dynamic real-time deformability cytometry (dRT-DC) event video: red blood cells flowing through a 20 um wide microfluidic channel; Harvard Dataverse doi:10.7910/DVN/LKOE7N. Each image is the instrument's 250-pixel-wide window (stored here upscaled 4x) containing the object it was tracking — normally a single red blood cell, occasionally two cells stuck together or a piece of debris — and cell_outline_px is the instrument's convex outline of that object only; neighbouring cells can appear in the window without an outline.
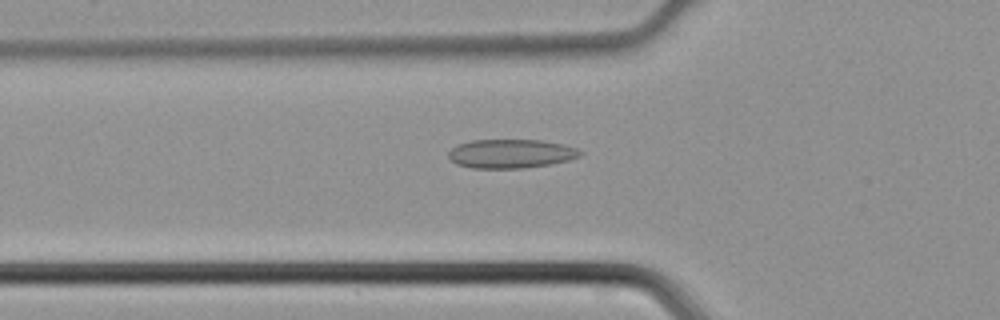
{"species": "common noctule bat (a hibernating species)", "species_latin": "Nyctalus noctula", "temperature_condition": "cold", "stored_images_in_passage": 40, "camera_frame_rate_fps": 3000, "um_per_image_px": 0.085, "animal": {"sex": "male", "body_mass_g": 21.5, "forearm_length_mm": 52.0}, "frame": {"image": 1, "passage_image": 11, "time_ms": 3.333, "image_size_px": [1000, 320], "cell_outline_px": [[584, 152], [580, 156], [568, 160], [548, 164], [524, 168], [472, 168], [456, 164], [448, 156], [448, 152], [452, 148], [460, 144], [472, 140], [544, 140], [564, 144], [576, 148]], "centroid_in_image_um": [43.44, 13.06], "position_along_channel_um": 82.4, "area_um2": 22.14}}
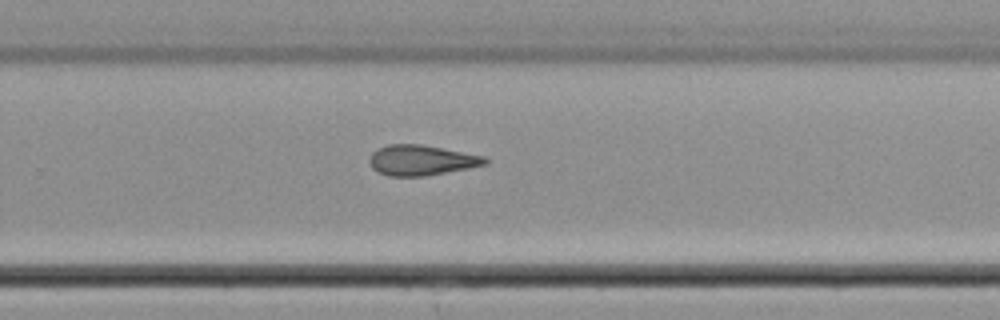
{"frame": {"image": 2, "passage_image": 25, "time_ms": 8.0, "image_size_px": [1000, 320], "cell_outline_px": [[492, 160], [488, 164], [468, 168], [424, 176], [388, 176], [372, 168], [368, 160], [372, 152], [376, 148], [388, 144], [420, 144], [484, 156]], "centroid_in_image_um": [35.81, 13.61], "position_along_channel_um": 294.0, "area_um2": 20.46}}
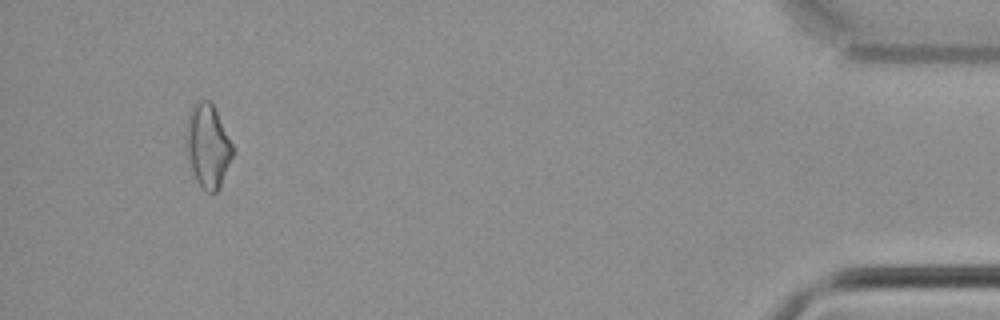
{"frame": {"image": 3, "passage_image": 38, "time_ms": 12.333, "image_size_px": [1000, 320], "cell_outline_px": [[232, 156], [220, 188], [216, 192], [204, 192], [196, 180], [192, 168], [184, 136], [188, 116], [192, 108], [200, 100], [208, 100], [212, 104], [232, 144]], "centroid_in_image_um": [17.65, 12.43], "position_along_channel_um": 417.6, "area_um2": 22.08}}